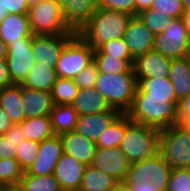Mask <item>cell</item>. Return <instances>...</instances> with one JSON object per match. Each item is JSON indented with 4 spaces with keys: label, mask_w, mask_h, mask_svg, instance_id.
<instances>
[{
    "label": "cell",
    "mask_w": 190,
    "mask_h": 191,
    "mask_svg": "<svg viewBox=\"0 0 190 191\" xmlns=\"http://www.w3.org/2000/svg\"><path fill=\"white\" fill-rule=\"evenodd\" d=\"M132 17L126 13L99 7L76 33L95 50L108 41L123 38Z\"/></svg>",
    "instance_id": "obj_1"
},
{
    "label": "cell",
    "mask_w": 190,
    "mask_h": 191,
    "mask_svg": "<svg viewBox=\"0 0 190 191\" xmlns=\"http://www.w3.org/2000/svg\"><path fill=\"white\" fill-rule=\"evenodd\" d=\"M178 104L168 97L134 96L127 114L133 122L163 130L178 124Z\"/></svg>",
    "instance_id": "obj_2"
},
{
    "label": "cell",
    "mask_w": 190,
    "mask_h": 191,
    "mask_svg": "<svg viewBox=\"0 0 190 191\" xmlns=\"http://www.w3.org/2000/svg\"><path fill=\"white\" fill-rule=\"evenodd\" d=\"M138 82L134 73H99L95 88L111 106L120 113H127L134 100Z\"/></svg>",
    "instance_id": "obj_3"
},
{
    "label": "cell",
    "mask_w": 190,
    "mask_h": 191,
    "mask_svg": "<svg viewBox=\"0 0 190 191\" xmlns=\"http://www.w3.org/2000/svg\"><path fill=\"white\" fill-rule=\"evenodd\" d=\"M161 130L131 121L119 148L133 163L155 156L160 149Z\"/></svg>",
    "instance_id": "obj_4"
},
{
    "label": "cell",
    "mask_w": 190,
    "mask_h": 191,
    "mask_svg": "<svg viewBox=\"0 0 190 191\" xmlns=\"http://www.w3.org/2000/svg\"><path fill=\"white\" fill-rule=\"evenodd\" d=\"M32 35L77 34L64 18L62 4L56 0H42L29 8Z\"/></svg>",
    "instance_id": "obj_5"
},
{
    "label": "cell",
    "mask_w": 190,
    "mask_h": 191,
    "mask_svg": "<svg viewBox=\"0 0 190 191\" xmlns=\"http://www.w3.org/2000/svg\"><path fill=\"white\" fill-rule=\"evenodd\" d=\"M159 152L172 169H190V129L176 124L161 130Z\"/></svg>",
    "instance_id": "obj_6"
},
{
    "label": "cell",
    "mask_w": 190,
    "mask_h": 191,
    "mask_svg": "<svg viewBox=\"0 0 190 191\" xmlns=\"http://www.w3.org/2000/svg\"><path fill=\"white\" fill-rule=\"evenodd\" d=\"M171 171L172 167L159 152L153 157L131 163L124 183L136 185L149 181L151 184H155L158 191H166Z\"/></svg>",
    "instance_id": "obj_7"
},
{
    "label": "cell",
    "mask_w": 190,
    "mask_h": 191,
    "mask_svg": "<svg viewBox=\"0 0 190 191\" xmlns=\"http://www.w3.org/2000/svg\"><path fill=\"white\" fill-rule=\"evenodd\" d=\"M94 49L76 34L64 47L56 63L58 77L75 79L93 61Z\"/></svg>",
    "instance_id": "obj_8"
},
{
    "label": "cell",
    "mask_w": 190,
    "mask_h": 191,
    "mask_svg": "<svg viewBox=\"0 0 190 191\" xmlns=\"http://www.w3.org/2000/svg\"><path fill=\"white\" fill-rule=\"evenodd\" d=\"M189 39L183 18H177L164 32L155 35L154 50L171 59L184 58Z\"/></svg>",
    "instance_id": "obj_9"
},
{
    "label": "cell",
    "mask_w": 190,
    "mask_h": 191,
    "mask_svg": "<svg viewBox=\"0 0 190 191\" xmlns=\"http://www.w3.org/2000/svg\"><path fill=\"white\" fill-rule=\"evenodd\" d=\"M6 62L14 84L21 85L29 71L36 64L32 52V38H21V41L7 46Z\"/></svg>",
    "instance_id": "obj_10"
},
{
    "label": "cell",
    "mask_w": 190,
    "mask_h": 191,
    "mask_svg": "<svg viewBox=\"0 0 190 191\" xmlns=\"http://www.w3.org/2000/svg\"><path fill=\"white\" fill-rule=\"evenodd\" d=\"M76 34L33 35L32 52L35 62L55 67L65 45Z\"/></svg>",
    "instance_id": "obj_11"
},
{
    "label": "cell",
    "mask_w": 190,
    "mask_h": 191,
    "mask_svg": "<svg viewBox=\"0 0 190 191\" xmlns=\"http://www.w3.org/2000/svg\"><path fill=\"white\" fill-rule=\"evenodd\" d=\"M131 162L124 152L119 148H97L91 166L102 170L109 176L114 177L119 182H124Z\"/></svg>",
    "instance_id": "obj_12"
},
{
    "label": "cell",
    "mask_w": 190,
    "mask_h": 191,
    "mask_svg": "<svg viewBox=\"0 0 190 191\" xmlns=\"http://www.w3.org/2000/svg\"><path fill=\"white\" fill-rule=\"evenodd\" d=\"M172 59L152 50L134 59L133 71L136 79H163L169 77Z\"/></svg>",
    "instance_id": "obj_13"
},
{
    "label": "cell",
    "mask_w": 190,
    "mask_h": 191,
    "mask_svg": "<svg viewBox=\"0 0 190 191\" xmlns=\"http://www.w3.org/2000/svg\"><path fill=\"white\" fill-rule=\"evenodd\" d=\"M63 154L59 135L45 139L40 143L38 156L26 171L31 175H50L54 173L56 163Z\"/></svg>",
    "instance_id": "obj_14"
},
{
    "label": "cell",
    "mask_w": 190,
    "mask_h": 191,
    "mask_svg": "<svg viewBox=\"0 0 190 191\" xmlns=\"http://www.w3.org/2000/svg\"><path fill=\"white\" fill-rule=\"evenodd\" d=\"M123 39L134 59L154 50L155 35L143 24L138 16L131 18Z\"/></svg>",
    "instance_id": "obj_15"
},
{
    "label": "cell",
    "mask_w": 190,
    "mask_h": 191,
    "mask_svg": "<svg viewBox=\"0 0 190 191\" xmlns=\"http://www.w3.org/2000/svg\"><path fill=\"white\" fill-rule=\"evenodd\" d=\"M86 165L73 156L62 154L56 163L53 175L62 190L78 191Z\"/></svg>",
    "instance_id": "obj_16"
},
{
    "label": "cell",
    "mask_w": 190,
    "mask_h": 191,
    "mask_svg": "<svg viewBox=\"0 0 190 191\" xmlns=\"http://www.w3.org/2000/svg\"><path fill=\"white\" fill-rule=\"evenodd\" d=\"M59 137L62 142L63 153L73 156L86 166L92 164L97 150L96 142L87 139L75 131L61 134Z\"/></svg>",
    "instance_id": "obj_17"
},
{
    "label": "cell",
    "mask_w": 190,
    "mask_h": 191,
    "mask_svg": "<svg viewBox=\"0 0 190 191\" xmlns=\"http://www.w3.org/2000/svg\"><path fill=\"white\" fill-rule=\"evenodd\" d=\"M119 114L118 110L112 108L110 111L99 114L78 116L74 131L97 142L101 133L106 131V128Z\"/></svg>",
    "instance_id": "obj_18"
},
{
    "label": "cell",
    "mask_w": 190,
    "mask_h": 191,
    "mask_svg": "<svg viewBox=\"0 0 190 191\" xmlns=\"http://www.w3.org/2000/svg\"><path fill=\"white\" fill-rule=\"evenodd\" d=\"M64 18L77 32L99 8V0H63L61 2Z\"/></svg>",
    "instance_id": "obj_19"
},
{
    "label": "cell",
    "mask_w": 190,
    "mask_h": 191,
    "mask_svg": "<svg viewBox=\"0 0 190 191\" xmlns=\"http://www.w3.org/2000/svg\"><path fill=\"white\" fill-rule=\"evenodd\" d=\"M21 95L26 118L51 115L54 107L51 92L37 91L21 86Z\"/></svg>",
    "instance_id": "obj_20"
},
{
    "label": "cell",
    "mask_w": 190,
    "mask_h": 191,
    "mask_svg": "<svg viewBox=\"0 0 190 191\" xmlns=\"http://www.w3.org/2000/svg\"><path fill=\"white\" fill-rule=\"evenodd\" d=\"M32 37L28 14H7L0 23V39L7 46Z\"/></svg>",
    "instance_id": "obj_21"
},
{
    "label": "cell",
    "mask_w": 190,
    "mask_h": 191,
    "mask_svg": "<svg viewBox=\"0 0 190 191\" xmlns=\"http://www.w3.org/2000/svg\"><path fill=\"white\" fill-rule=\"evenodd\" d=\"M72 106L78 113V116L99 114L112 109L107 100L97 92L95 87L79 89Z\"/></svg>",
    "instance_id": "obj_22"
},
{
    "label": "cell",
    "mask_w": 190,
    "mask_h": 191,
    "mask_svg": "<svg viewBox=\"0 0 190 191\" xmlns=\"http://www.w3.org/2000/svg\"><path fill=\"white\" fill-rule=\"evenodd\" d=\"M0 107L14 124L26 119L21 95V85H13L0 90Z\"/></svg>",
    "instance_id": "obj_23"
},
{
    "label": "cell",
    "mask_w": 190,
    "mask_h": 191,
    "mask_svg": "<svg viewBox=\"0 0 190 191\" xmlns=\"http://www.w3.org/2000/svg\"><path fill=\"white\" fill-rule=\"evenodd\" d=\"M57 78L55 67L36 62L21 86L37 91L51 92Z\"/></svg>",
    "instance_id": "obj_24"
},
{
    "label": "cell",
    "mask_w": 190,
    "mask_h": 191,
    "mask_svg": "<svg viewBox=\"0 0 190 191\" xmlns=\"http://www.w3.org/2000/svg\"><path fill=\"white\" fill-rule=\"evenodd\" d=\"M138 86L135 96L168 97V101H179L169 77L163 79H137Z\"/></svg>",
    "instance_id": "obj_25"
},
{
    "label": "cell",
    "mask_w": 190,
    "mask_h": 191,
    "mask_svg": "<svg viewBox=\"0 0 190 191\" xmlns=\"http://www.w3.org/2000/svg\"><path fill=\"white\" fill-rule=\"evenodd\" d=\"M169 79L179 101L190 94V63L185 57L172 59Z\"/></svg>",
    "instance_id": "obj_26"
},
{
    "label": "cell",
    "mask_w": 190,
    "mask_h": 191,
    "mask_svg": "<svg viewBox=\"0 0 190 191\" xmlns=\"http://www.w3.org/2000/svg\"><path fill=\"white\" fill-rule=\"evenodd\" d=\"M120 182L102 170L86 166L78 191H112Z\"/></svg>",
    "instance_id": "obj_27"
},
{
    "label": "cell",
    "mask_w": 190,
    "mask_h": 191,
    "mask_svg": "<svg viewBox=\"0 0 190 191\" xmlns=\"http://www.w3.org/2000/svg\"><path fill=\"white\" fill-rule=\"evenodd\" d=\"M131 121L127 113H120L106 128V131L101 133L96 142L97 148L111 149L119 147L124 137L126 126Z\"/></svg>",
    "instance_id": "obj_28"
},
{
    "label": "cell",
    "mask_w": 190,
    "mask_h": 191,
    "mask_svg": "<svg viewBox=\"0 0 190 191\" xmlns=\"http://www.w3.org/2000/svg\"><path fill=\"white\" fill-rule=\"evenodd\" d=\"M50 117L54 134L61 135L75 130L78 113L72 105H54Z\"/></svg>",
    "instance_id": "obj_29"
},
{
    "label": "cell",
    "mask_w": 190,
    "mask_h": 191,
    "mask_svg": "<svg viewBox=\"0 0 190 191\" xmlns=\"http://www.w3.org/2000/svg\"><path fill=\"white\" fill-rule=\"evenodd\" d=\"M24 131L26 139L42 142L53 137L55 134L52 129L51 117L41 116L36 118H26L19 123Z\"/></svg>",
    "instance_id": "obj_30"
},
{
    "label": "cell",
    "mask_w": 190,
    "mask_h": 191,
    "mask_svg": "<svg viewBox=\"0 0 190 191\" xmlns=\"http://www.w3.org/2000/svg\"><path fill=\"white\" fill-rule=\"evenodd\" d=\"M93 61L95 62L99 73L114 75L134 73V59H119L118 57L109 56L105 53H94Z\"/></svg>",
    "instance_id": "obj_31"
},
{
    "label": "cell",
    "mask_w": 190,
    "mask_h": 191,
    "mask_svg": "<svg viewBox=\"0 0 190 191\" xmlns=\"http://www.w3.org/2000/svg\"><path fill=\"white\" fill-rule=\"evenodd\" d=\"M78 91L75 80L58 77L51 90L54 105H72Z\"/></svg>",
    "instance_id": "obj_32"
},
{
    "label": "cell",
    "mask_w": 190,
    "mask_h": 191,
    "mask_svg": "<svg viewBox=\"0 0 190 191\" xmlns=\"http://www.w3.org/2000/svg\"><path fill=\"white\" fill-rule=\"evenodd\" d=\"M25 191H61L58 180L53 174L31 175L24 172L19 183Z\"/></svg>",
    "instance_id": "obj_33"
},
{
    "label": "cell",
    "mask_w": 190,
    "mask_h": 191,
    "mask_svg": "<svg viewBox=\"0 0 190 191\" xmlns=\"http://www.w3.org/2000/svg\"><path fill=\"white\" fill-rule=\"evenodd\" d=\"M26 140L21 125L14 124L5 134L0 135V158H15L18 145Z\"/></svg>",
    "instance_id": "obj_34"
},
{
    "label": "cell",
    "mask_w": 190,
    "mask_h": 191,
    "mask_svg": "<svg viewBox=\"0 0 190 191\" xmlns=\"http://www.w3.org/2000/svg\"><path fill=\"white\" fill-rule=\"evenodd\" d=\"M137 16L154 35L164 32L174 20L172 17L150 8L140 12Z\"/></svg>",
    "instance_id": "obj_35"
},
{
    "label": "cell",
    "mask_w": 190,
    "mask_h": 191,
    "mask_svg": "<svg viewBox=\"0 0 190 191\" xmlns=\"http://www.w3.org/2000/svg\"><path fill=\"white\" fill-rule=\"evenodd\" d=\"M24 175L23 169L15 158H0V181L4 185H17Z\"/></svg>",
    "instance_id": "obj_36"
},
{
    "label": "cell",
    "mask_w": 190,
    "mask_h": 191,
    "mask_svg": "<svg viewBox=\"0 0 190 191\" xmlns=\"http://www.w3.org/2000/svg\"><path fill=\"white\" fill-rule=\"evenodd\" d=\"M39 148L40 142L28 139L22 141L18 145L15 159L18 161L24 172H26L28 168L34 163L38 156Z\"/></svg>",
    "instance_id": "obj_37"
},
{
    "label": "cell",
    "mask_w": 190,
    "mask_h": 191,
    "mask_svg": "<svg viewBox=\"0 0 190 191\" xmlns=\"http://www.w3.org/2000/svg\"><path fill=\"white\" fill-rule=\"evenodd\" d=\"M94 53H105L119 59H134L123 38L114 39L102 44Z\"/></svg>",
    "instance_id": "obj_38"
},
{
    "label": "cell",
    "mask_w": 190,
    "mask_h": 191,
    "mask_svg": "<svg viewBox=\"0 0 190 191\" xmlns=\"http://www.w3.org/2000/svg\"><path fill=\"white\" fill-rule=\"evenodd\" d=\"M150 9H155L173 19L182 18L185 13L182 0H153Z\"/></svg>",
    "instance_id": "obj_39"
},
{
    "label": "cell",
    "mask_w": 190,
    "mask_h": 191,
    "mask_svg": "<svg viewBox=\"0 0 190 191\" xmlns=\"http://www.w3.org/2000/svg\"><path fill=\"white\" fill-rule=\"evenodd\" d=\"M166 191H190V169H172Z\"/></svg>",
    "instance_id": "obj_40"
},
{
    "label": "cell",
    "mask_w": 190,
    "mask_h": 191,
    "mask_svg": "<svg viewBox=\"0 0 190 191\" xmlns=\"http://www.w3.org/2000/svg\"><path fill=\"white\" fill-rule=\"evenodd\" d=\"M98 69L94 61H92L84 70H82L76 77L75 83L79 86V89L94 88L97 77Z\"/></svg>",
    "instance_id": "obj_41"
},
{
    "label": "cell",
    "mask_w": 190,
    "mask_h": 191,
    "mask_svg": "<svg viewBox=\"0 0 190 191\" xmlns=\"http://www.w3.org/2000/svg\"><path fill=\"white\" fill-rule=\"evenodd\" d=\"M99 7L135 16V0H99Z\"/></svg>",
    "instance_id": "obj_42"
},
{
    "label": "cell",
    "mask_w": 190,
    "mask_h": 191,
    "mask_svg": "<svg viewBox=\"0 0 190 191\" xmlns=\"http://www.w3.org/2000/svg\"><path fill=\"white\" fill-rule=\"evenodd\" d=\"M4 13L7 14H28L29 7L26 0H1Z\"/></svg>",
    "instance_id": "obj_43"
},
{
    "label": "cell",
    "mask_w": 190,
    "mask_h": 191,
    "mask_svg": "<svg viewBox=\"0 0 190 191\" xmlns=\"http://www.w3.org/2000/svg\"><path fill=\"white\" fill-rule=\"evenodd\" d=\"M178 124L190 129V94L179 101Z\"/></svg>",
    "instance_id": "obj_44"
},
{
    "label": "cell",
    "mask_w": 190,
    "mask_h": 191,
    "mask_svg": "<svg viewBox=\"0 0 190 191\" xmlns=\"http://www.w3.org/2000/svg\"><path fill=\"white\" fill-rule=\"evenodd\" d=\"M13 85L6 60H0V90Z\"/></svg>",
    "instance_id": "obj_45"
},
{
    "label": "cell",
    "mask_w": 190,
    "mask_h": 191,
    "mask_svg": "<svg viewBox=\"0 0 190 191\" xmlns=\"http://www.w3.org/2000/svg\"><path fill=\"white\" fill-rule=\"evenodd\" d=\"M14 123L6 114V112L0 107V135L5 134Z\"/></svg>",
    "instance_id": "obj_46"
},
{
    "label": "cell",
    "mask_w": 190,
    "mask_h": 191,
    "mask_svg": "<svg viewBox=\"0 0 190 191\" xmlns=\"http://www.w3.org/2000/svg\"><path fill=\"white\" fill-rule=\"evenodd\" d=\"M127 186L130 187L132 191H158V188L155 187V184H151L149 181Z\"/></svg>",
    "instance_id": "obj_47"
},
{
    "label": "cell",
    "mask_w": 190,
    "mask_h": 191,
    "mask_svg": "<svg viewBox=\"0 0 190 191\" xmlns=\"http://www.w3.org/2000/svg\"><path fill=\"white\" fill-rule=\"evenodd\" d=\"M153 0H135V16L151 8Z\"/></svg>",
    "instance_id": "obj_48"
},
{
    "label": "cell",
    "mask_w": 190,
    "mask_h": 191,
    "mask_svg": "<svg viewBox=\"0 0 190 191\" xmlns=\"http://www.w3.org/2000/svg\"><path fill=\"white\" fill-rule=\"evenodd\" d=\"M182 18L184 20L185 28L190 38V10H185V13L183 14Z\"/></svg>",
    "instance_id": "obj_49"
},
{
    "label": "cell",
    "mask_w": 190,
    "mask_h": 191,
    "mask_svg": "<svg viewBox=\"0 0 190 191\" xmlns=\"http://www.w3.org/2000/svg\"><path fill=\"white\" fill-rule=\"evenodd\" d=\"M8 53L7 45L0 39V60H6Z\"/></svg>",
    "instance_id": "obj_50"
},
{
    "label": "cell",
    "mask_w": 190,
    "mask_h": 191,
    "mask_svg": "<svg viewBox=\"0 0 190 191\" xmlns=\"http://www.w3.org/2000/svg\"><path fill=\"white\" fill-rule=\"evenodd\" d=\"M4 191H25L20 184L17 185H5Z\"/></svg>",
    "instance_id": "obj_51"
},
{
    "label": "cell",
    "mask_w": 190,
    "mask_h": 191,
    "mask_svg": "<svg viewBox=\"0 0 190 191\" xmlns=\"http://www.w3.org/2000/svg\"><path fill=\"white\" fill-rule=\"evenodd\" d=\"M112 191H132L124 182H120Z\"/></svg>",
    "instance_id": "obj_52"
},
{
    "label": "cell",
    "mask_w": 190,
    "mask_h": 191,
    "mask_svg": "<svg viewBox=\"0 0 190 191\" xmlns=\"http://www.w3.org/2000/svg\"><path fill=\"white\" fill-rule=\"evenodd\" d=\"M7 15V13H4V8H3V5L1 3V0H0V23L2 22V20L4 19V17Z\"/></svg>",
    "instance_id": "obj_53"
},
{
    "label": "cell",
    "mask_w": 190,
    "mask_h": 191,
    "mask_svg": "<svg viewBox=\"0 0 190 191\" xmlns=\"http://www.w3.org/2000/svg\"><path fill=\"white\" fill-rule=\"evenodd\" d=\"M40 1L42 0H26V3L28 5V7H33L34 5L38 4Z\"/></svg>",
    "instance_id": "obj_54"
},
{
    "label": "cell",
    "mask_w": 190,
    "mask_h": 191,
    "mask_svg": "<svg viewBox=\"0 0 190 191\" xmlns=\"http://www.w3.org/2000/svg\"><path fill=\"white\" fill-rule=\"evenodd\" d=\"M185 10H190V0H182Z\"/></svg>",
    "instance_id": "obj_55"
},
{
    "label": "cell",
    "mask_w": 190,
    "mask_h": 191,
    "mask_svg": "<svg viewBox=\"0 0 190 191\" xmlns=\"http://www.w3.org/2000/svg\"><path fill=\"white\" fill-rule=\"evenodd\" d=\"M185 58L188 60V62L190 63V39H189V43H188V47H187V52H186V56Z\"/></svg>",
    "instance_id": "obj_56"
},
{
    "label": "cell",
    "mask_w": 190,
    "mask_h": 191,
    "mask_svg": "<svg viewBox=\"0 0 190 191\" xmlns=\"http://www.w3.org/2000/svg\"><path fill=\"white\" fill-rule=\"evenodd\" d=\"M5 185L0 181V191H4Z\"/></svg>",
    "instance_id": "obj_57"
}]
</instances>
